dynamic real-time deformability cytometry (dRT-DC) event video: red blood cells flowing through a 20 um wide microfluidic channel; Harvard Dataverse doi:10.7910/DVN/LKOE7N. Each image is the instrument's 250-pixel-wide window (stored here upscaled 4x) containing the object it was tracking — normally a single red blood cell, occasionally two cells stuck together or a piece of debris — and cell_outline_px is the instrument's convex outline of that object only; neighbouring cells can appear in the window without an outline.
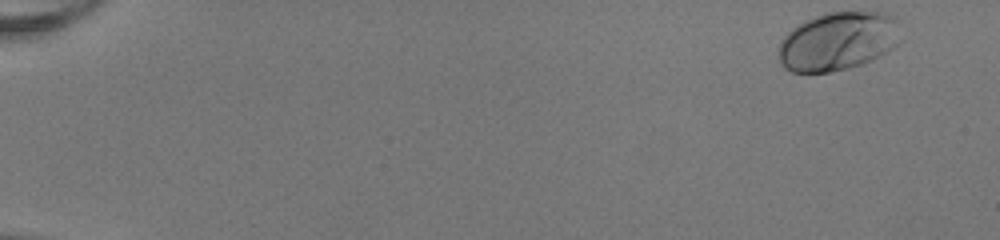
{"species": "human", "species_latin": "Homo sapiens", "temperature_condition": "room temperature", "stored_images_in_passage": 50, "camera_frame_rate_fps": 3000, "um_per_image_px": 0.085, "donor": {"sex": "female"}, "frame": {"image": 1, "passage_image": 1, "time_ms": 0.0, "image_size_px": [1000, 240], "cell_outline_px": [[904, 40], [888, 52], [872, 60], [848, 68], [832, 72], [792, 72], [784, 68], [780, 60], [780, 44], [784, 36], [792, 28], [804, 20], [824, 12], [880, 12], [896, 16], [900, 20]], "centroid_in_image_um": [71.33, 3.48], "position_along_channel_um": 13.7, "area_um2": 42.43}}
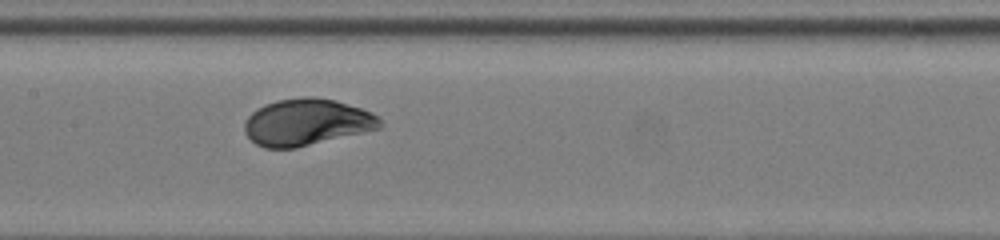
{"frame": {"image": 2, "passage_image": 26, "time_ms": 8.333, "image_size_px": [1000, 240], "cell_outline_px": [[384, 124], [380, 128], [296, 148], [264, 148], [256, 144], [244, 132], [244, 124], [248, 116], [256, 108], [264, 104], [276, 100], [304, 96], [312, 96], [336, 100], [372, 112], [380, 116]], "centroid_in_image_um": [26.07, 10.37], "position_along_channel_um": 181.3, "area_um2": 37.11}}
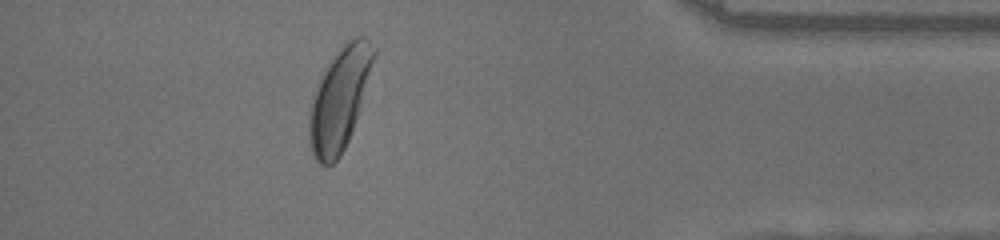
{"frame": {"image": 3, "passage_image": 45, "time_ms": 14.667, "image_size_px": [1000, 240], "cell_outline_px": [[376, 56], [352, 132], [340, 156], [328, 168], [320, 164], [312, 156], [308, 140], [308, 112], [312, 92], [320, 72], [328, 60], [348, 40], [356, 36], [364, 36], [376, 48]], "centroid_in_image_um": [28.8, 8.41], "position_along_channel_um": 406.4, "area_um2": 39.3}, "authors_computed_cell_mechanics": {"area_um2": 37.4833, "velocity_mm_per_s": 4.0441, "shape_relaxation_time_tau1_ms": 2.3548, "shape_relaxation_time_tau2_ms": null, "deformation_change_tau1": 0.1466, "deformation_change_tau2": null}}